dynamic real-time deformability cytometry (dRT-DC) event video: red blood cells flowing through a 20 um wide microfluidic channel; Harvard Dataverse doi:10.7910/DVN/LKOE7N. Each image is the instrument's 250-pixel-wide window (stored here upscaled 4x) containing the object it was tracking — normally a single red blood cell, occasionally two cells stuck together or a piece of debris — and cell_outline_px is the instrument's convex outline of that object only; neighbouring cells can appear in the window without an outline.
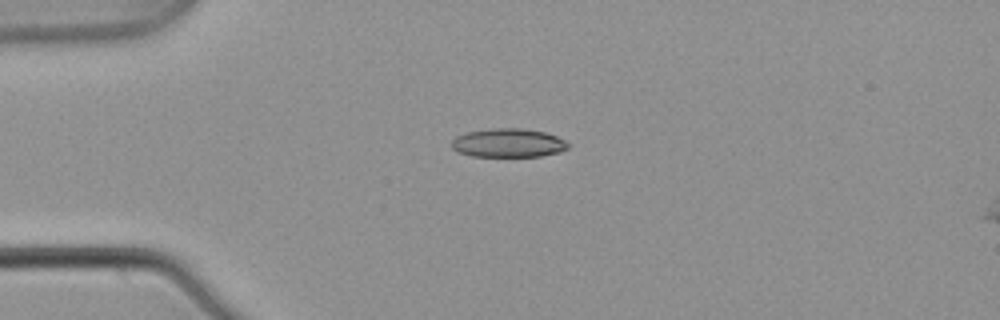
{"species": "common noctule bat (a hibernating species)", "species_latin": "Nyctalus noctula", "temperature_condition": "warm", "stored_images_in_passage": 5, "camera_frame_rate_fps": 3000, "um_per_image_px": 0.085, "animal": {"sex": "male", "body_mass_g": 21.5, "forearm_length_mm": 52.0}, "frame": {"image": 1, "passage_image": 4, "time_ms": 1.0, "image_size_px": [1000, 320], "cell_outline_px": [[572, 144], [568, 148], [560, 152], [540, 156], [472, 156], [460, 152], [452, 148], [452, 140], [456, 136], [464, 132], [496, 128], [520, 128], [544, 132], [556, 136]], "centroid_in_image_um": [43.22, 12.14], "position_along_channel_um": 41.8, "area_um2": 19.48}}